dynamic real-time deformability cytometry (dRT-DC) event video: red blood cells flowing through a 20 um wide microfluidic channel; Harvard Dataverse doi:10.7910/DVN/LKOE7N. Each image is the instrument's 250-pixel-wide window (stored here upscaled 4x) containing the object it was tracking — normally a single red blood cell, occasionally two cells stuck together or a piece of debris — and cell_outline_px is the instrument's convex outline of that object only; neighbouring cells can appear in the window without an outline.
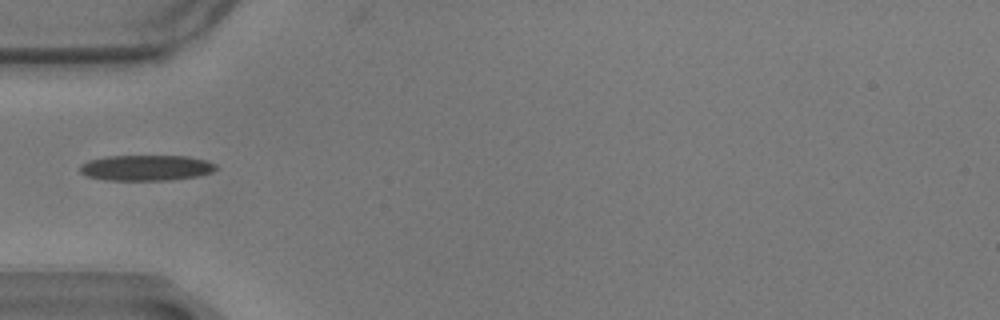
{"species": "common noctule bat (a hibernating species)", "species_latin": "Nyctalus noctula", "temperature_condition": "warm", "stored_images_in_passage": 41, "camera_frame_rate_fps": 3000, "um_per_image_px": 0.085, "animal": {"sex": "male", "body_mass_g": 17.9}, "frame": {"image": 1, "passage_image": 1, "time_ms": 0.0, "image_size_px": [1000, 320], "cell_outline_px": [[216, 168], [212, 172], [196, 176], [168, 180], [108, 180], [88, 176], [80, 172], [80, 164], [88, 160], [108, 156], [184, 156], [204, 160], [216, 164]], "centroid_in_image_um": [12.39, 14.26], "position_along_channel_um": 72.6, "area_um2": 20.11}}
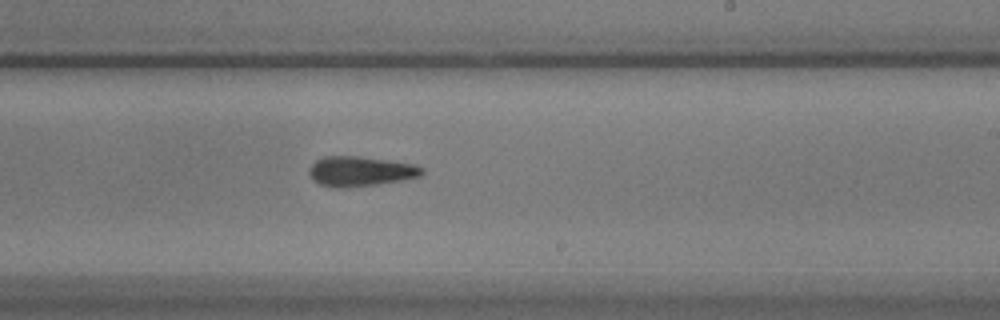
{"frame": {"image": 2, "passage_image": 17, "time_ms": 5.333, "image_size_px": [1000, 320], "cell_outline_px": [[424, 172], [420, 176], [400, 180], [376, 184], [320, 184], [308, 172], [312, 164], [316, 160], [324, 156], [356, 156], [388, 160], [416, 164], [424, 168]], "centroid_in_image_um": [30.72, 14.49], "position_along_channel_um": 258.3, "area_um2": 18.55}}
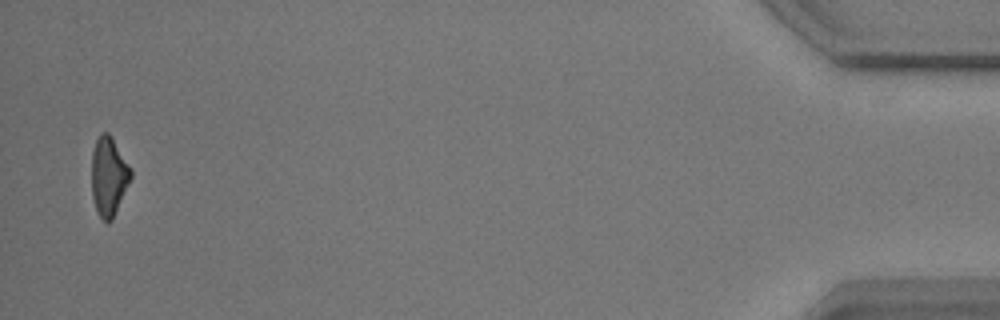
{"frame": {"image": 3, "passage_image": 39, "time_ms": 12.667, "image_size_px": [1000, 320], "cell_outline_px": [[132, 176], [112, 220], [108, 224], [100, 216], [96, 208], [92, 196], [92, 152], [96, 140], [100, 132], [108, 132], [112, 136], [132, 168]], "centroid_in_image_um": [9.25, 14.94], "position_along_channel_um": 425.9, "area_um2": 18.09}}